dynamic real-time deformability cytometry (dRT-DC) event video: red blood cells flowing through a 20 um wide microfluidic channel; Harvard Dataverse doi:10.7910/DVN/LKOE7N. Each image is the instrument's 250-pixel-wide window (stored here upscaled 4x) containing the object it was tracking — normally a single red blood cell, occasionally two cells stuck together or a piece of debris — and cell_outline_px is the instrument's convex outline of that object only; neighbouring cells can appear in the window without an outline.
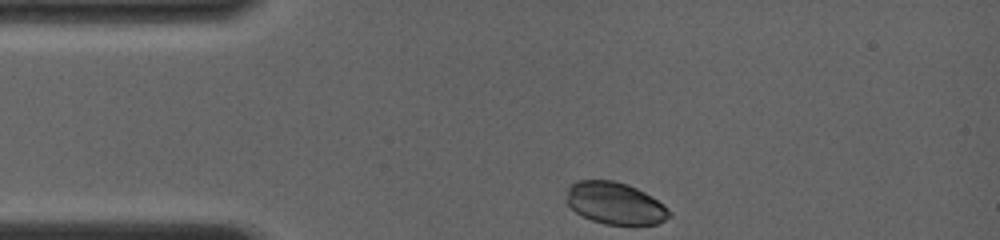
{"species": "common noctule bat (a hibernating species)", "species_latin": "Nyctalus noctula", "temperature_condition": "room temperature", "stored_images_in_passage": 9, "camera_frame_rate_fps": 4000, "um_per_image_px": 0.085, "animal": {"sex": "female", "body_mass_g": 19.0, "forearm_length_mm": 56.7}, "frame": {"image": 1, "passage_image": 1, "time_ms": 0.0, "image_size_px": [1000, 240], "cell_outline_px": [[672, 216], [656, 224], [604, 224], [592, 220], [576, 212], [564, 200], [568, 188], [576, 180], [612, 180], [628, 184], [644, 192], [664, 204], [672, 212]], "centroid_in_image_um": [52.28, 17.27], "position_along_channel_um": 32.7, "area_um2": 25.2}}
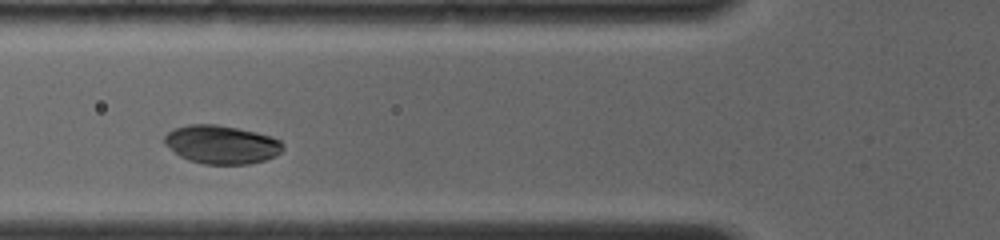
{"frame": {"image": 2, "passage_image": 6, "time_ms": 2.75, "image_size_px": [1000, 240], "cell_outline_px": [[284, 148], [280, 152], [264, 160], [248, 164], [204, 164], [188, 160], [180, 156], [164, 144], [164, 136], [172, 128], [188, 124], [216, 124], [256, 132], [272, 136], [280, 140], [284, 144]], "centroid_in_image_um": [18.8, 12.27], "position_along_channel_um": 107.0, "area_um2": 26.59}}
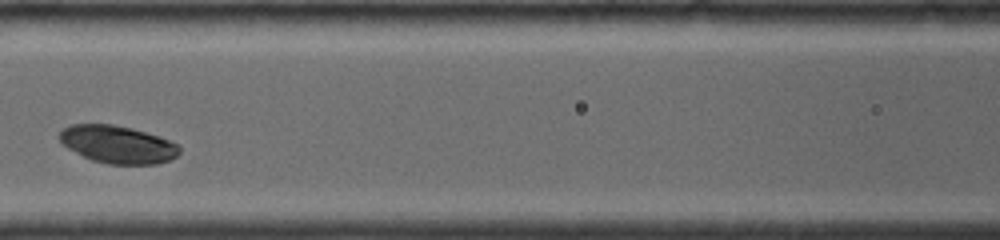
{"frame": {"image": 3, "passage_image": 8, "time_ms": 4.0, "image_size_px": [1000, 240], "cell_outline_px": [[180, 152], [176, 156], [168, 160], [156, 164], [108, 164], [92, 160], [68, 148], [56, 136], [64, 128], [72, 124], [112, 124], [132, 128], [160, 136], [176, 144], [180, 148]], "centroid_in_image_um": [9.99, 12.27], "position_along_channel_um": 156.6, "area_um2": 26.18}}